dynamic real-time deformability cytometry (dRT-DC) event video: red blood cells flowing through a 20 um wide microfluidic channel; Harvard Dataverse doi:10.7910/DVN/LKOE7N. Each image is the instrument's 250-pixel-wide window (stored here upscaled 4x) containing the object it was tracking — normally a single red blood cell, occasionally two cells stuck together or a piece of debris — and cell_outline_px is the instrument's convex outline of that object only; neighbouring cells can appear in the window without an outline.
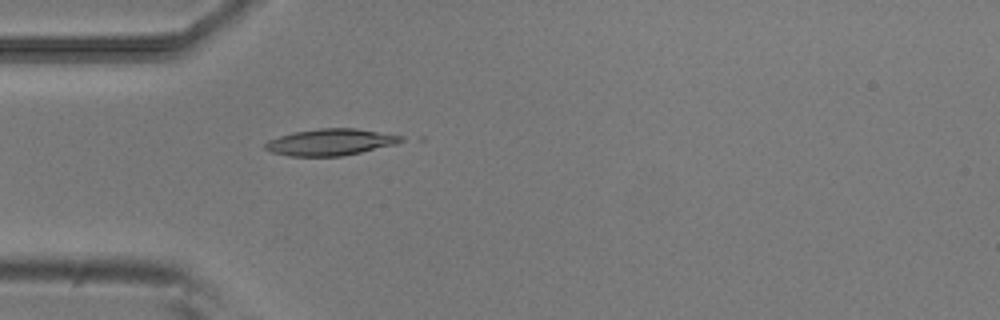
{"species": "common noctule bat (a hibernating species)", "species_latin": "Nyctalus noctula", "temperature_condition": "room temperature", "stored_images_in_passage": 15, "camera_frame_rate_fps": 3000, "um_per_image_px": 0.085, "animal": {"sex": "male", "body_mass_g": 20.5, "forearm_length_mm": 52.5}, "frame": {"image": 1, "passage_image": 10, "time_ms": 3.0, "image_size_px": [1000, 320], "cell_outline_px": [[404, 140], [396, 144], [360, 152], [340, 156], [288, 156], [272, 152], [264, 148], [264, 144], [268, 140], [292, 132], [320, 128], [356, 128], [404, 136]], "centroid_in_image_um": [28.08, 12.07], "position_along_channel_um": 56.9, "area_um2": 20.98}}
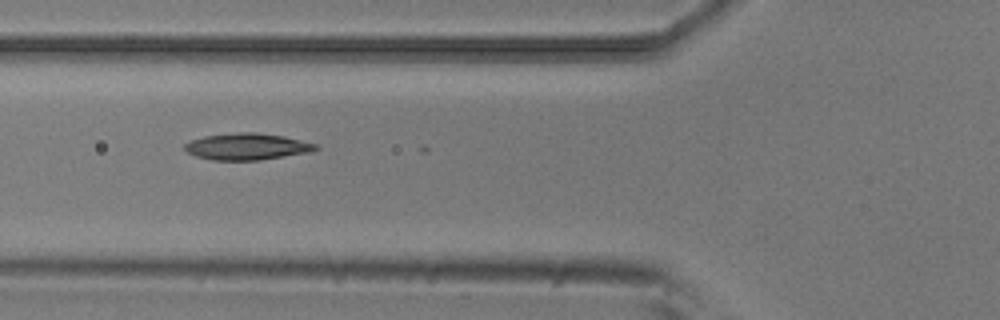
{"frame": {"image": 2, "passage_image": 14, "time_ms": 4.333, "image_size_px": [1000, 320], "cell_outline_px": [[320, 148], [312, 152], [260, 160], [212, 160], [196, 156], [188, 152], [184, 148], [184, 144], [192, 140], [204, 136], [236, 132], [256, 132], [284, 136], [316, 144]], "centroid_in_image_um": [21.02, 12.46], "position_along_channel_um": 104.8, "area_um2": 20.35}}